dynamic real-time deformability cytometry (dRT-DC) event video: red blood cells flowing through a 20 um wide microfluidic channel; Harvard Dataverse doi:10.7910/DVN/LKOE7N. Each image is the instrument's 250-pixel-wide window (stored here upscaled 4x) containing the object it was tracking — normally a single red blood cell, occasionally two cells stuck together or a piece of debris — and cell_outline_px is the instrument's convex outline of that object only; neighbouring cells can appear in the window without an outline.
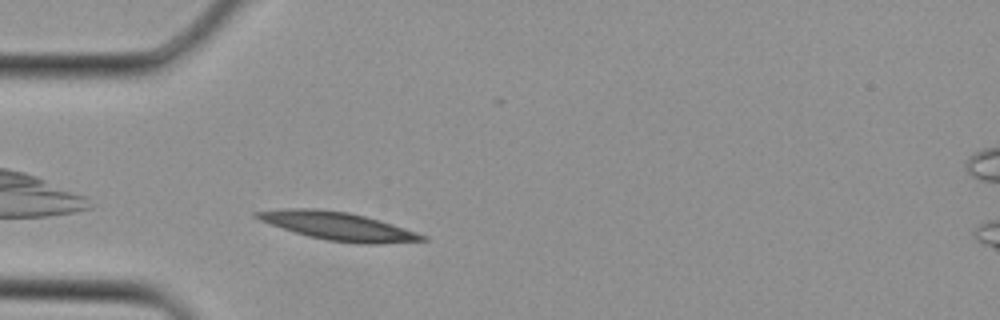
{"species": "Egyptian fruit bat (a non-hibernating species)", "species_latin": "Rousettus aegyptiacus", "temperature_condition": "cold", "stored_images_in_passage": 4, "camera_frame_rate_fps": 3000, "um_per_image_px": 0.085, "animal": {"sex": "female"}, "frame": {"image": 1, "passage_image": 3, "time_ms": 0.667, "image_size_px": [1000, 320], "cell_outline_px": [[428, 240], [376, 244], [360, 244], [328, 240], [308, 236], [260, 220], [252, 216], [252, 212], [284, 208], [316, 208], [348, 212], [380, 220], [428, 236]], "centroid_in_image_um": [28.74, 19.21], "position_along_channel_um": 56.3, "area_um2": 26.93}}